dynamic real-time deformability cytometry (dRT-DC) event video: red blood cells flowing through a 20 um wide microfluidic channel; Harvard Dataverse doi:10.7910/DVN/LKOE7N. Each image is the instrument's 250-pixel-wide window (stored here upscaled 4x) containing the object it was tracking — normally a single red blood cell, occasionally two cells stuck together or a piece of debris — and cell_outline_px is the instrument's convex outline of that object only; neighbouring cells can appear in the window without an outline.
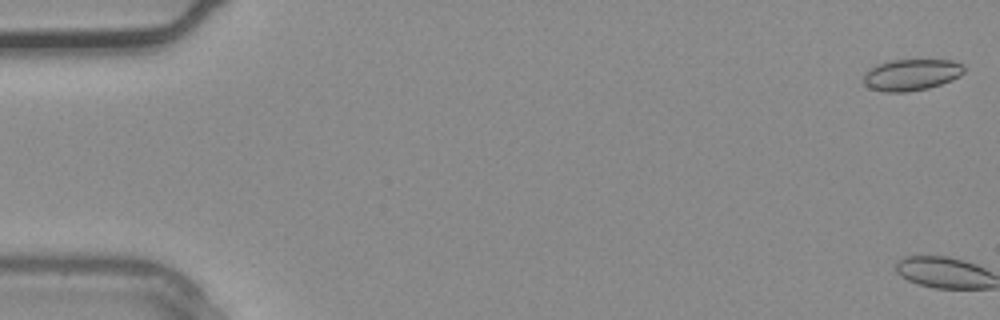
{"species": "common noctule bat (a hibernating species)", "species_latin": "Nyctalus noctula", "temperature_condition": "warm", "stored_images_in_passage": 5, "camera_frame_rate_fps": 3000, "um_per_image_px": 0.085, "animal": {"sex": "male", "body_mass_g": 20.4}, "frame": {"image": 1, "passage_image": 1, "time_ms": 0.0, "image_size_px": [1000, 320], "cell_outline_px": [[964, 72], [960, 76], [952, 80], [928, 88], [908, 92], [884, 92], [868, 88], [864, 84], [864, 72], [868, 68], [876, 64], [888, 60], [952, 60], [960, 64], [964, 68]], "centroid_in_image_um": [77.41, 6.36], "position_along_channel_um": 7.6, "area_um2": 18.61}}